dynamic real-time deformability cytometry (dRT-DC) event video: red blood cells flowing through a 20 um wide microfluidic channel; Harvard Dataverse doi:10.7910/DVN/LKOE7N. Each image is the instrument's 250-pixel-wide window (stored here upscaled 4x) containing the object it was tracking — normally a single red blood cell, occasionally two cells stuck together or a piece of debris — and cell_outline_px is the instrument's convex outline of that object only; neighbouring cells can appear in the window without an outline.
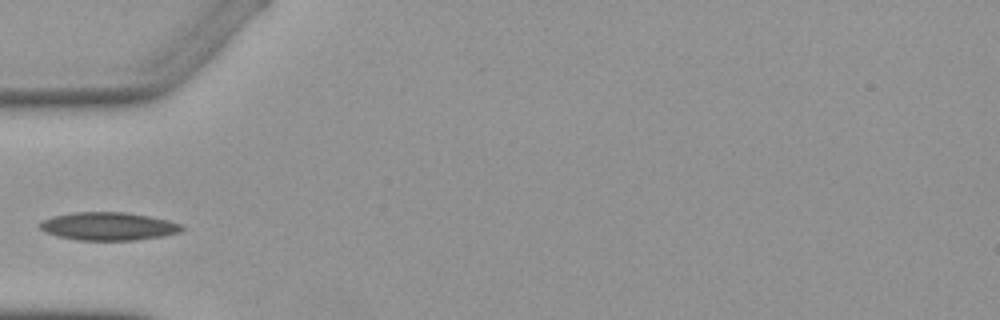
{"species": "Egyptian fruit bat (a non-hibernating species)", "species_latin": "Rousettus aegyptiacus", "temperature_condition": "warm", "stored_images_in_passage": 4, "camera_frame_rate_fps": 3000, "um_per_image_px": 0.085, "animal": {"sex": "female"}, "frame": {"image": 1, "passage_image": 3, "time_ms": 2.333, "image_size_px": [1000, 320], "cell_outline_px": [[184, 228], [180, 232], [160, 236], [136, 240], [76, 240], [56, 236], [40, 228], [36, 224], [40, 220], [52, 216], [72, 212], [124, 212], [148, 216], [168, 220], [180, 224]], "centroid_in_image_um": [9.15, 19.23], "position_along_channel_um": 75.9, "area_um2": 23.24}}
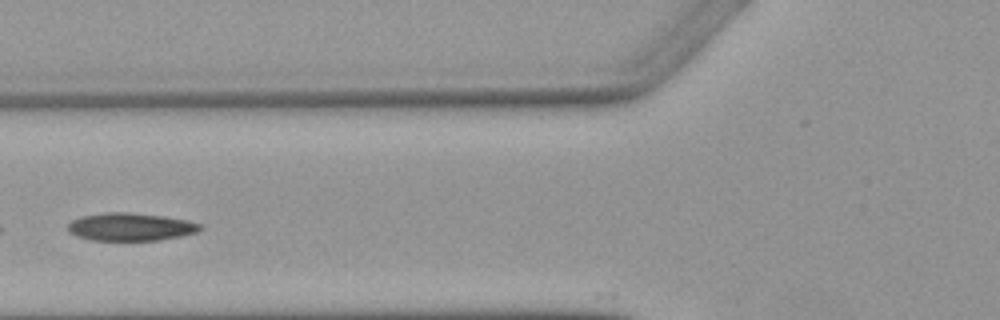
{"frame": {"image": 2, "passage_image": 4, "time_ms": 3.333, "image_size_px": [1000, 320], "cell_outline_px": [[204, 228], [196, 232], [180, 236], [160, 240], [92, 240], [76, 236], [68, 232], [68, 224], [72, 220], [80, 216], [104, 212], [128, 212], [164, 216], [188, 220], [200, 224]], "centroid_in_image_um": [11.08, 19.27], "position_along_channel_um": 114.7, "area_um2": 21.56}}